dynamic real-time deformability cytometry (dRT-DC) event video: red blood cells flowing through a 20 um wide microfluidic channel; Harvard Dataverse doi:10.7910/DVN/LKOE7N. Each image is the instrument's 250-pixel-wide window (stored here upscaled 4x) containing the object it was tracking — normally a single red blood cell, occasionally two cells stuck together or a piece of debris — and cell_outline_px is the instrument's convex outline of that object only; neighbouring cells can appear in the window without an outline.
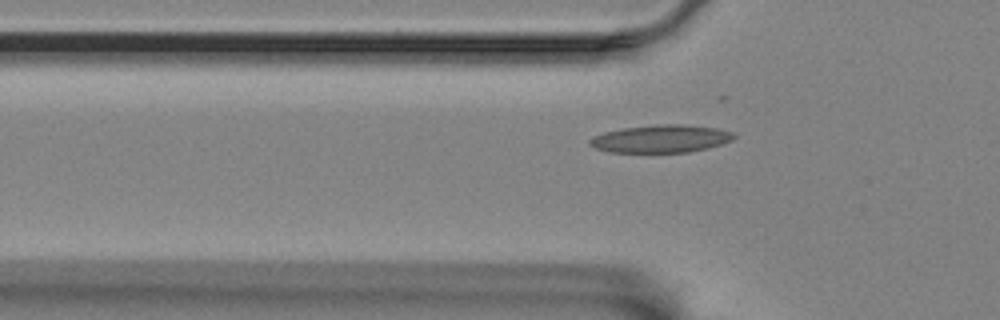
{"species": "Egyptian fruit bat (a non-hibernating species)", "species_latin": "Rousettus aegyptiacus", "temperature_condition": "room temperature", "stored_images_in_passage": 40, "camera_frame_rate_fps": 3000, "um_per_image_px": 0.085, "animal": {"sex": "female"}, "frame": {"image": 1, "passage_image": 8, "time_ms": 2.333, "image_size_px": [1000, 320], "cell_outline_px": [[736, 136], [732, 140], [708, 148], [688, 152], [608, 152], [596, 148], [588, 144], [588, 140], [592, 136], [604, 132], [624, 128], [656, 124], [684, 124], [716, 128], [732, 132]], "centroid_in_image_um": [56.15, 11.79], "position_along_channel_um": 69.6, "area_um2": 23.29}}
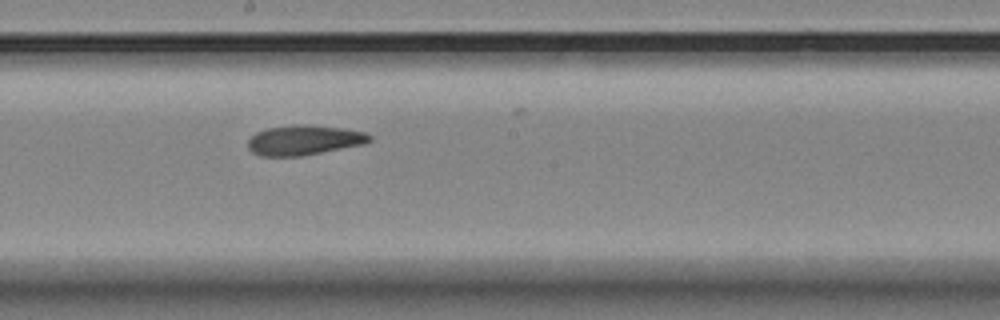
{"frame": {"image": 2, "passage_image": 21, "time_ms": 6.667, "image_size_px": [1000, 320], "cell_outline_px": [[372, 140], [364, 144], [300, 156], [260, 156], [252, 152], [248, 148], [248, 140], [256, 132], [264, 128], [292, 124], [308, 124], [344, 128], [364, 132], [372, 136]], "centroid_in_image_um": [25.82, 11.89], "position_along_channel_um": 222.4, "area_um2": 21.39}}
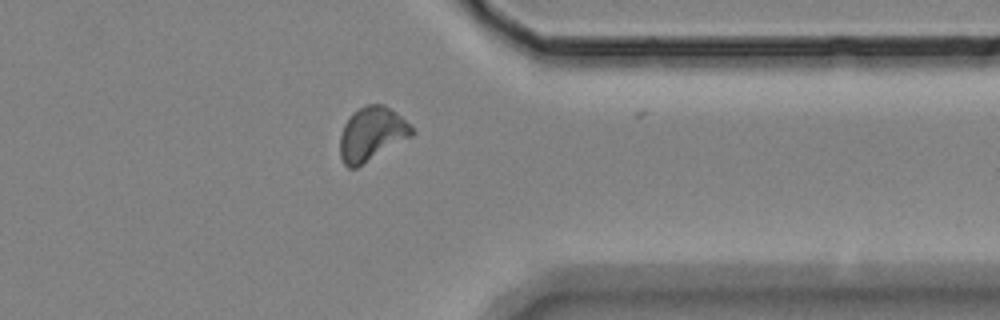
{"frame": {"image": 3, "passage_image": 35, "time_ms": 11.333, "image_size_px": [1000, 320], "cell_outline_px": [[416, 132], [412, 136], [356, 168], [348, 168], [344, 164], [340, 156], [340, 136], [344, 124], [364, 104], [384, 104], [396, 112]], "centroid_in_image_um": [31.59, 11.4], "position_along_channel_um": 379.8, "area_um2": 22.25}, "authors_computed_cell_mechanics": {"area_um2": 21.5883, "velocity_mm_per_s": 3.5025, "shape_relaxation_time_tau1_ms": null, "shape_relaxation_time_tau2_ms": 5.4735, "deformation_change_tau1": null, "deformation_change_tau2": 0.1095}}